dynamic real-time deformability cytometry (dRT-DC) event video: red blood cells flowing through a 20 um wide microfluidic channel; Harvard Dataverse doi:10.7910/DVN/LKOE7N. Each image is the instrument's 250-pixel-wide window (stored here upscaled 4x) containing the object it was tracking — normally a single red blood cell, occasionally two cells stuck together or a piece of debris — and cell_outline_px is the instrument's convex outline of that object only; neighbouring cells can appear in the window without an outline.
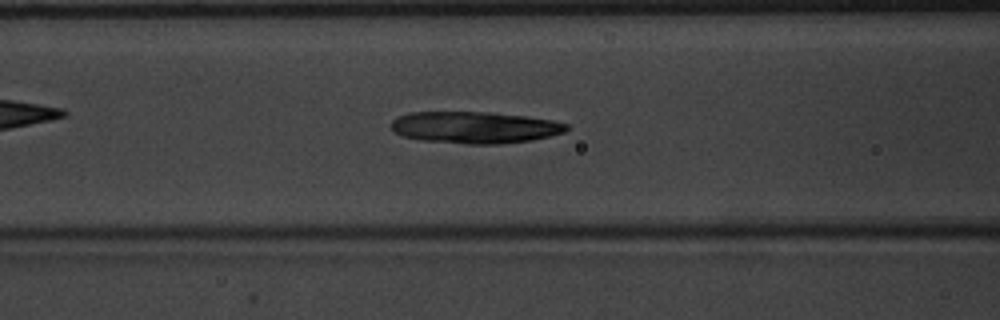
{"species": "common noctule bat (a hibernating species)", "species_latin": "Nyctalus noctula", "temperature_condition": "warm", "stored_images_in_passage": 52, "camera_frame_rate_fps": 3000, "um_per_image_px": 0.085, "animal": {"sex": "male", "body_mass_g": 20.1, "forearm_length_mm": 53.5}, "frame": {"image": 1, "passage_image": 22, "time_ms": 7.0, "image_size_px": [1000, 320], "cell_outline_px": [[568, 128], [564, 132], [532, 140], [500, 144], [468, 144], [420, 140], [404, 136], [392, 132], [388, 124], [396, 116], [408, 112], [488, 112], [524, 116], [552, 120], [568, 124]], "centroid_in_image_um": [40.27, 10.83], "position_along_channel_um": 126.3, "area_um2": 32.66}}
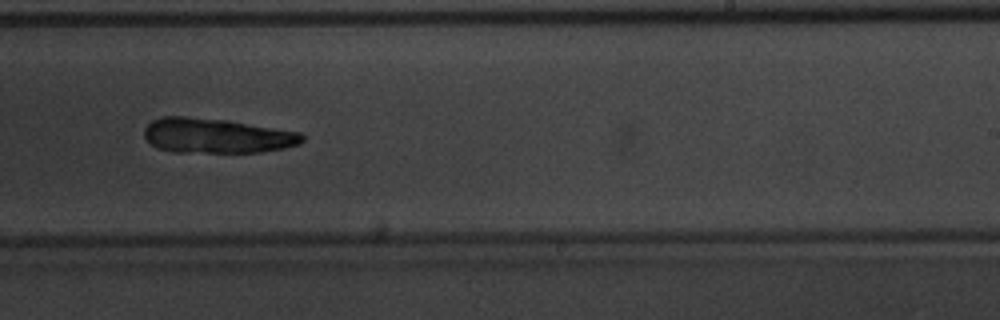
{"frame": {"image": 2, "passage_image": 33, "time_ms": 10.667, "image_size_px": [1000, 320], "cell_outline_px": [[304, 140], [300, 144], [284, 148], [260, 152], [176, 152], [156, 148], [144, 136], [144, 128], [152, 120], [164, 116], [184, 116], [224, 120], [300, 132], [304, 136]], "centroid_in_image_um": [18.4, 11.54], "position_along_channel_um": 270.6, "area_um2": 31.91}}
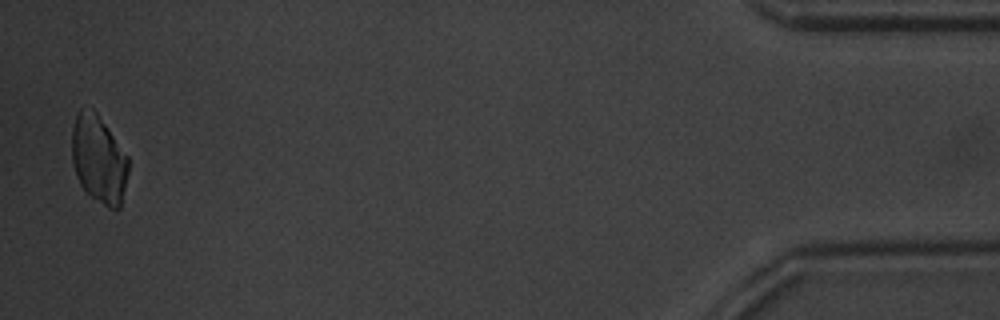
{"frame": {"image": 3, "passage_image": 51, "time_ms": 16.667, "image_size_px": [1000, 320], "cell_outline_px": [[128, 172], [120, 208], [116, 212], [108, 208], [92, 196], [80, 184], [76, 176], [72, 164], [72, 128], [76, 112], [80, 108], [92, 108], [96, 112], [128, 156]], "centroid_in_image_um": [8.38, 13.53], "position_along_channel_um": 426.8, "area_um2": 28.96}}